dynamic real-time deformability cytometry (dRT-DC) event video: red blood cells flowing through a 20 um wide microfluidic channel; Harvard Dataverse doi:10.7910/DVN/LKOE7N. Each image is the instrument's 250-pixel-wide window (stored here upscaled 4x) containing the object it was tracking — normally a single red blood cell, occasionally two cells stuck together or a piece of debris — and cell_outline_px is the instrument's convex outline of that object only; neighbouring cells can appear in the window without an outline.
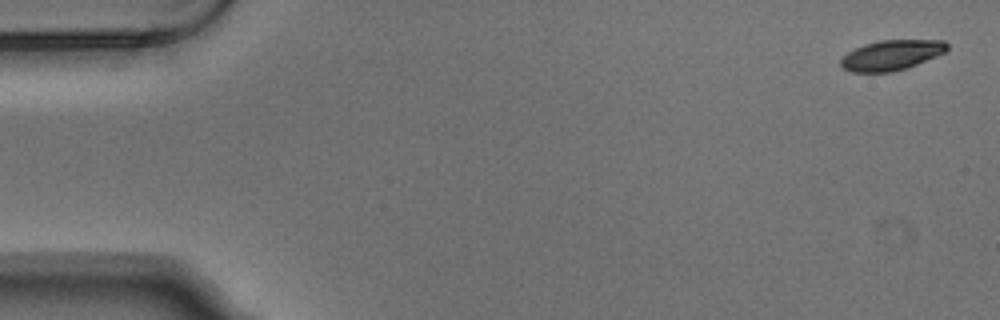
{"species": "Egyptian fruit bat (a non-hibernating species)", "species_latin": "Rousettus aegyptiacus", "temperature_condition": "warm", "stored_images_in_passage": 4, "camera_frame_rate_fps": 3000, "um_per_image_px": 0.085, "animal": {"sex": "male"}, "frame": {"image": 1, "passage_image": 1, "time_ms": 0.0, "image_size_px": [1000, 320], "cell_outline_px": [[948, 48], [944, 52], [936, 56], [916, 64], [892, 72], [852, 72], [844, 68], [840, 64], [840, 60], [848, 52], [864, 44], [880, 40], [944, 40], [948, 44]], "centroid_in_image_um": [75.77, 4.68], "position_along_channel_um": 9.2, "area_um2": 18.44}}
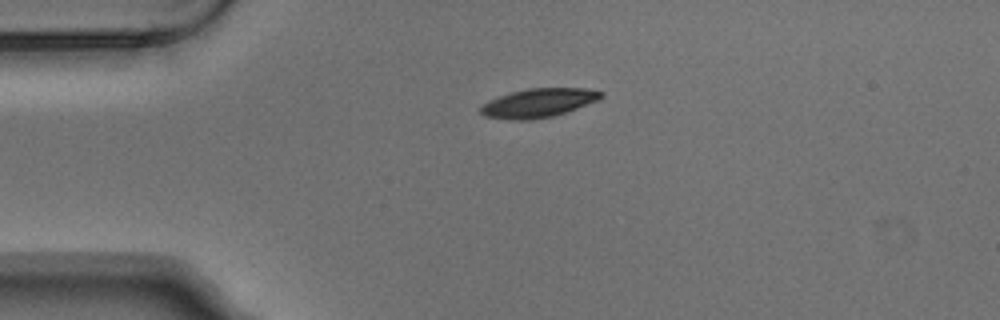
{"frame": {"image": 2, "passage_image": 4, "time_ms": 1.0, "image_size_px": [1000, 320], "cell_outline_px": [[604, 96], [596, 100], [576, 108], [552, 116], [528, 120], [516, 120], [484, 116], [480, 112], [480, 108], [488, 100], [512, 92], [528, 88], [584, 88], [604, 92]], "centroid_in_image_um": [45.75, 8.74], "position_along_channel_um": 39.2, "area_um2": 19.88}}